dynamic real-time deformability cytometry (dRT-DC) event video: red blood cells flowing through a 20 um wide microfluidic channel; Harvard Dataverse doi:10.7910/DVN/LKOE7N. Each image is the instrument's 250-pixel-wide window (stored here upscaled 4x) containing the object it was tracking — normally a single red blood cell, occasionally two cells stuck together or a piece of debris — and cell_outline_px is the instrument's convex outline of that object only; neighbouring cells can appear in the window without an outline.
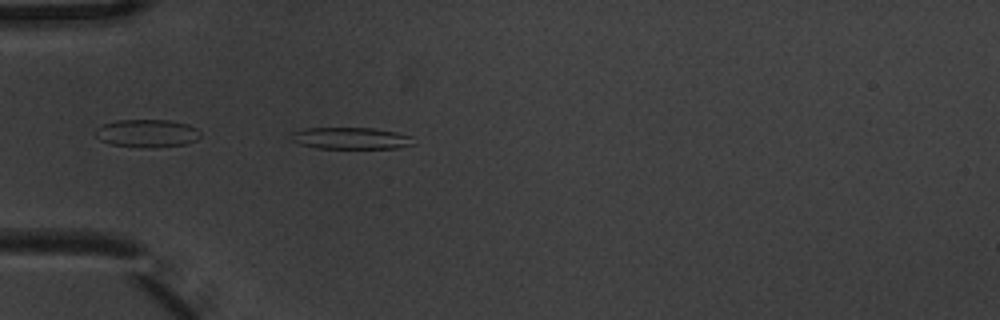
{"species": "common noctule bat (a hibernating species)", "species_latin": "Nyctalus noctula", "temperature_condition": "warm", "stored_images_in_passage": 5, "camera_frame_rate_fps": 3000, "um_per_image_px": 0.085, "animal": {"sex": "male", "body_mass_g": 20.1, "forearm_length_mm": 53.5}, "frame": {"image": 1, "passage_image": 5, "time_ms": 1.333, "image_size_px": [1000, 320], "cell_outline_px": [[416, 144], [400, 148], [316, 148], [300, 144], [292, 140], [288, 136], [292, 132], [308, 128], [372, 128], [396, 132], [412, 136]], "centroid_in_image_um": [29.85, 11.75], "position_along_channel_um": 55.1, "area_um2": 15.61}}